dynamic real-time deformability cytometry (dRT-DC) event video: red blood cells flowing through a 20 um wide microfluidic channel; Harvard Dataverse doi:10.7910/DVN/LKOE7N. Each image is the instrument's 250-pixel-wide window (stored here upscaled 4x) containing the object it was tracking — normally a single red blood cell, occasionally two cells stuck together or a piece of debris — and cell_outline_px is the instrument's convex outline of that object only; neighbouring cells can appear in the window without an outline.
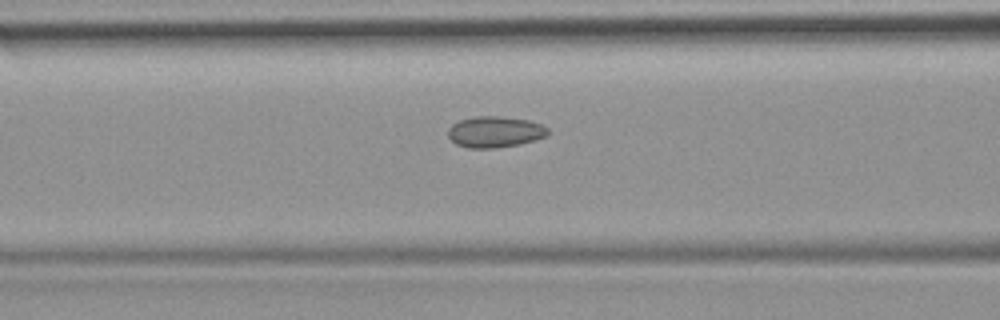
{"species": "common noctule bat (a hibernating species)", "species_latin": "Nyctalus noctula", "temperature_condition": "room temperature", "stored_images_in_passage": 7, "camera_frame_rate_fps": 3000, "um_per_image_px": 0.085, "animal": {"sex": "female", "body_mass_g": 19.9}, "frame": {"image": 1, "passage_image": 7, "time_ms": 7.667, "image_size_px": [1000, 320], "cell_outline_px": [[548, 136], [536, 140], [520, 144], [496, 148], [468, 148], [456, 144], [448, 136], [448, 128], [452, 124], [460, 120], [476, 116], [496, 116], [528, 120], [540, 124], [548, 128]], "centroid_in_image_um": [42.07, 11.22], "position_along_channel_um": 124.5, "area_um2": 18.15}}